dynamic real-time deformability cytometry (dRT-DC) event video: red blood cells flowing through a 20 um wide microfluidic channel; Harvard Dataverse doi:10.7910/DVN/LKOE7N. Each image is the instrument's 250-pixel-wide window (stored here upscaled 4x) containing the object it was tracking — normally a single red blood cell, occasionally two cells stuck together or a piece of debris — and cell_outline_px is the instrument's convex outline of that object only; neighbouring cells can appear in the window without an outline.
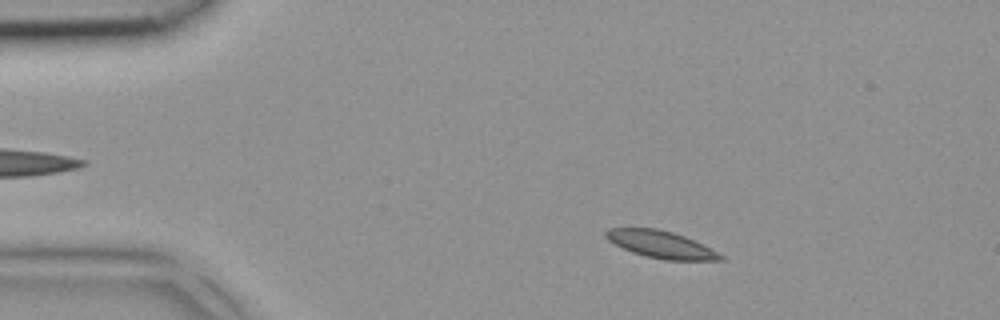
{"species": "common noctule bat (a hibernating species)", "species_latin": "Nyctalus noctula", "temperature_condition": "room temperature", "stored_images_in_passage": 3, "camera_frame_rate_fps": 3000, "um_per_image_px": 0.085, "animal": {"sex": "female", "body_mass_g": 18.4}, "frame": {"image": 1, "passage_image": 1, "time_ms": 0.0, "image_size_px": [1000, 320], "cell_outline_px": [[724, 260], [664, 260], [644, 256], [632, 252], [608, 240], [604, 236], [604, 232], [608, 228], [656, 228], [672, 232], [684, 236], [724, 256]], "centroid_in_image_um": [56.12, 20.78], "position_along_channel_um": 28.9, "area_um2": 17.86}}
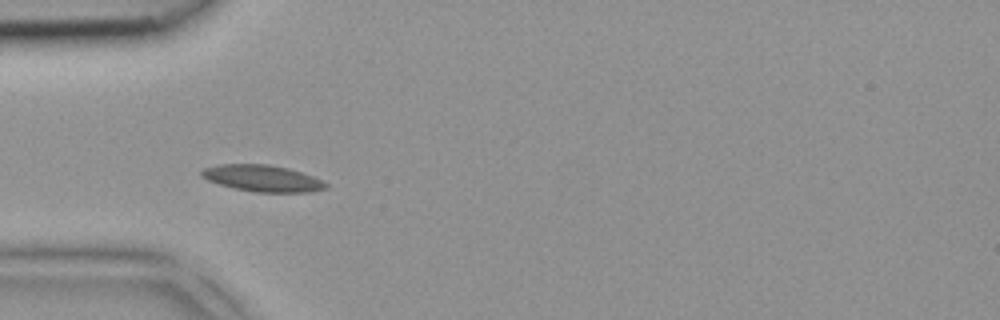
{"frame": {"image": 2, "passage_image": 3, "time_ms": 0.667, "image_size_px": [1000, 320], "cell_outline_px": [[328, 188], [308, 192], [256, 192], [232, 188], [208, 180], [200, 176], [200, 172], [204, 168], [220, 164], [268, 164], [288, 168], [312, 176], [328, 184]], "centroid_in_image_um": [22.29, 15.15], "position_along_channel_um": 62.7, "area_um2": 19.13}}